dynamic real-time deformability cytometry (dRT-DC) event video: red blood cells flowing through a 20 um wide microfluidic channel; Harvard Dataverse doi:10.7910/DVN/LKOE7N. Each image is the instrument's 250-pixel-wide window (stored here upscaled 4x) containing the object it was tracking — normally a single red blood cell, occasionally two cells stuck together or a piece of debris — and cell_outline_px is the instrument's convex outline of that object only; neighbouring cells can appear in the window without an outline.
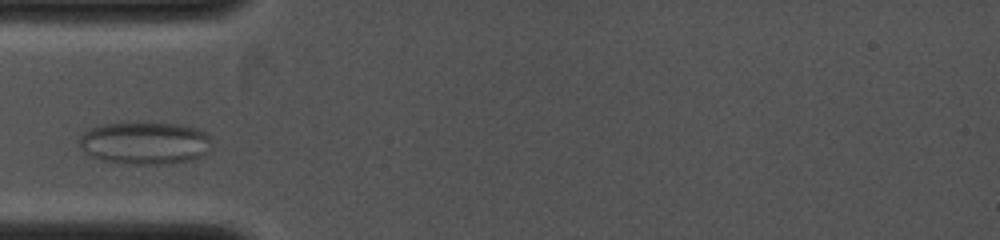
{"species": "common noctule bat (a hibernating species)", "species_latin": "Nyctalus noctula", "temperature_condition": "cold", "stored_images_in_passage": 18, "camera_frame_rate_fps": 4000, "um_per_image_px": 0.085, "animal": {"sex": "female", "body_mass_g": 19.0, "forearm_length_mm": 53.3}, "frame": {"image": 1, "passage_image": 6, "time_ms": 1.5, "image_size_px": [1000, 240], "cell_outline_px": [[212, 144], [204, 156], [192, 160], [168, 164], [136, 164], [104, 160], [92, 156], [84, 152], [80, 148], [80, 136], [84, 132], [92, 128], [104, 124], [180, 124], [196, 128], [208, 132], [212, 140]], "centroid_in_image_um": [12.39, 12.17], "position_along_channel_um": 72.6, "area_um2": 32.6}}
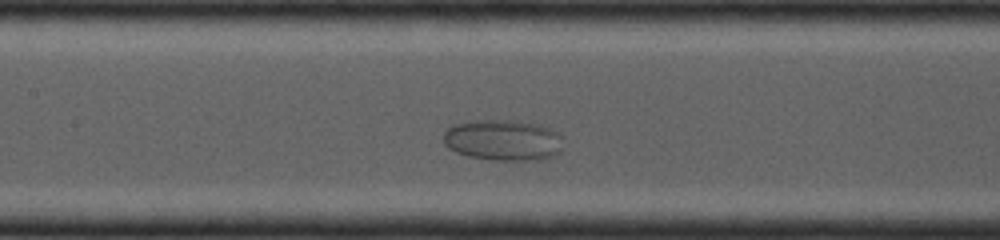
{"frame": {"image": 2, "passage_image": 13, "time_ms": 3.5, "image_size_px": [1000, 240], "cell_outline_px": [[560, 152], [552, 156], [540, 160], [492, 160], [468, 156], [456, 152], [448, 148], [444, 144], [444, 132], [448, 128], [456, 124], [508, 120], [540, 124], [560, 132]], "centroid_in_image_um": [42.79, 11.94], "position_along_channel_um": 164.6, "area_um2": 28.15}}